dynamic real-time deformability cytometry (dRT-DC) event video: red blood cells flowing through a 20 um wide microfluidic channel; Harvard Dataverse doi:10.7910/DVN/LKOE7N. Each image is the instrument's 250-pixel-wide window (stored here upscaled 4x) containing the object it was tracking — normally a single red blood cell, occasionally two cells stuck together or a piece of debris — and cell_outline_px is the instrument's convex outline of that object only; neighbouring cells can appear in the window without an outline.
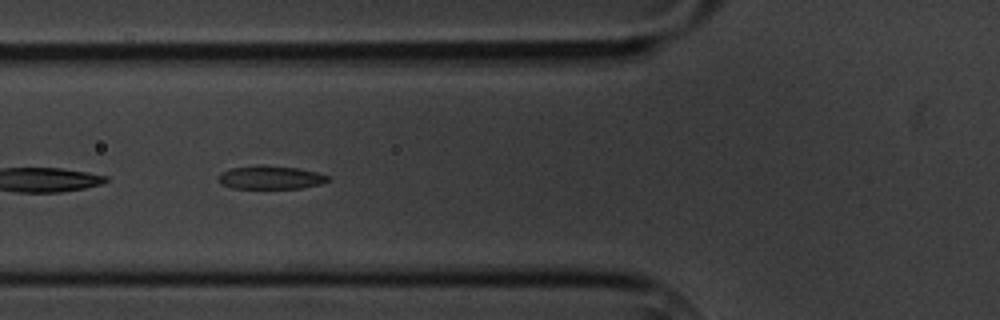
{"species": "common noctule bat (a hibernating species)", "species_latin": "Nyctalus noctula", "temperature_condition": "cold", "stored_images_in_passage": 11, "camera_frame_rate_fps": 3000, "um_per_image_px": 0.085, "animal": {"sex": "male", "body_mass_g": 20.1, "forearm_length_mm": 53.5}, "frame": {"image": 1, "passage_image": 5, "time_ms": 5.667, "image_size_px": [1000, 320], "cell_outline_px": [[332, 180], [320, 184], [300, 188], [232, 188], [220, 184], [216, 180], [220, 172], [232, 168], [256, 164], [300, 168], [316, 172], [328, 176]], "centroid_in_image_um": [22.95, 15.07], "position_along_channel_um": 102.8, "area_um2": 15.14}}
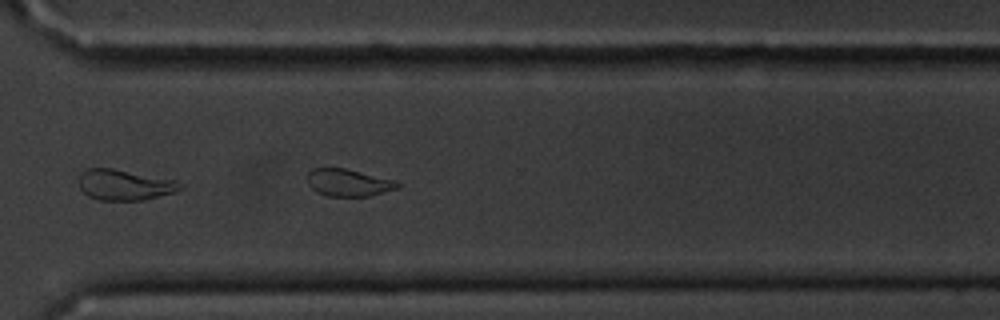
{"frame": {"image": 2, "passage_image": 11, "time_ms": 12.667, "image_size_px": [1000, 320], "cell_outline_px": [[400, 188], [368, 196], [328, 196], [316, 192], [308, 184], [308, 172], [312, 168], [344, 168], [396, 180], [400, 184]], "centroid_in_image_um": [29.63, 15.52], "position_along_channel_um": 341.0, "area_um2": 14.33}}